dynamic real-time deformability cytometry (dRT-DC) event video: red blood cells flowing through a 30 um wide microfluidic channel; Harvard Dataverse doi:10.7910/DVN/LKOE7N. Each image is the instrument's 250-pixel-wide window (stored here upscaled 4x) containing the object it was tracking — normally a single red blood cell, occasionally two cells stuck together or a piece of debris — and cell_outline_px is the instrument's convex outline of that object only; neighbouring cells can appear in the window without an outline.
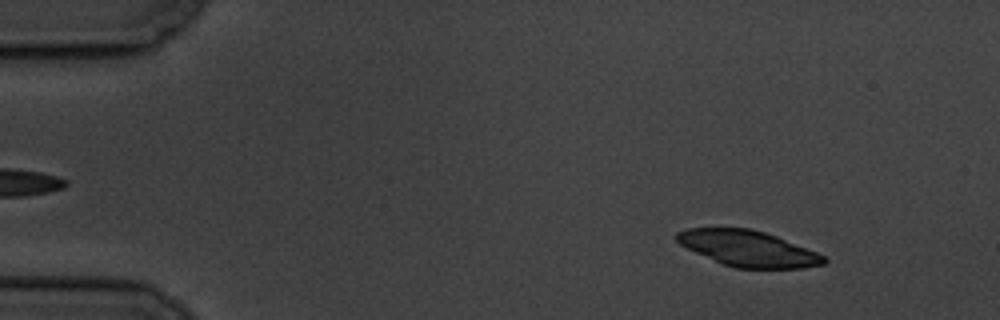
{"species": "common noctule bat (a hibernating species)", "species_latin": "Nyctalus noctula", "temperature_condition": "cold", "stored_images_in_passage": 56, "camera_frame_rate_fps": 3000, "um_per_image_px": 0.085, "animal": {"sex": "male", "body_mass_g": 19.5, "forearm_length_mm": 54.6}, "frame": {"image": 1, "passage_image": 6, "time_ms": 1.667, "image_size_px": [1000, 320], "cell_outline_px": [[828, 260], [824, 264], [804, 268], [736, 268], [724, 264], [696, 252], [680, 244], [676, 240], [676, 232], [688, 228], [752, 228], [776, 236], [816, 252], [824, 256]], "centroid_in_image_um": [63.59, 21.12], "position_along_channel_um": 21.4, "area_um2": 30.35}}